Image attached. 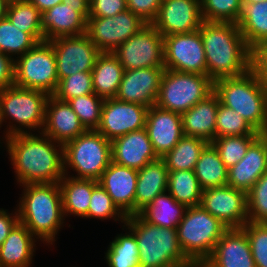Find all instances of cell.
<instances>
[{
	"mask_svg": "<svg viewBox=\"0 0 267 267\" xmlns=\"http://www.w3.org/2000/svg\"><path fill=\"white\" fill-rule=\"evenodd\" d=\"M263 1H266V0H242V4H254V3H259Z\"/></svg>",
	"mask_w": 267,
	"mask_h": 267,
	"instance_id": "cell-54",
	"label": "cell"
},
{
	"mask_svg": "<svg viewBox=\"0 0 267 267\" xmlns=\"http://www.w3.org/2000/svg\"><path fill=\"white\" fill-rule=\"evenodd\" d=\"M147 106L117 100L105 99L97 132L112 141L129 132L145 128Z\"/></svg>",
	"mask_w": 267,
	"mask_h": 267,
	"instance_id": "cell-17",
	"label": "cell"
},
{
	"mask_svg": "<svg viewBox=\"0 0 267 267\" xmlns=\"http://www.w3.org/2000/svg\"><path fill=\"white\" fill-rule=\"evenodd\" d=\"M39 11L43 13L48 9L56 6L59 3H63L65 0H29Z\"/></svg>",
	"mask_w": 267,
	"mask_h": 267,
	"instance_id": "cell-52",
	"label": "cell"
},
{
	"mask_svg": "<svg viewBox=\"0 0 267 267\" xmlns=\"http://www.w3.org/2000/svg\"><path fill=\"white\" fill-rule=\"evenodd\" d=\"M167 192L186 207L198 206L201 203L203 189L194 170L169 171Z\"/></svg>",
	"mask_w": 267,
	"mask_h": 267,
	"instance_id": "cell-35",
	"label": "cell"
},
{
	"mask_svg": "<svg viewBox=\"0 0 267 267\" xmlns=\"http://www.w3.org/2000/svg\"><path fill=\"white\" fill-rule=\"evenodd\" d=\"M89 5V18L114 17L128 9L127 0H91Z\"/></svg>",
	"mask_w": 267,
	"mask_h": 267,
	"instance_id": "cell-47",
	"label": "cell"
},
{
	"mask_svg": "<svg viewBox=\"0 0 267 267\" xmlns=\"http://www.w3.org/2000/svg\"><path fill=\"white\" fill-rule=\"evenodd\" d=\"M164 42L165 69L207 75V63L200 31L166 35Z\"/></svg>",
	"mask_w": 267,
	"mask_h": 267,
	"instance_id": "cell-12",
	"label": "cell"
},
{
	"mask_svg": "<svg viewBox=\"0 0 267 267\" xmlns=\"http://www.w3.org/2000/svg\"><path fill=\"white\" fill-rule=\"evenodd\" d=\"M8 0H0V19L6 17V10L8 5Z\"/></svg>",
	"mask_w": 267,
	"mask_h": 267,
	"instance_id": "cell-53",
	"label": "cell"
},
{
	"mask_svg": "<svg viewBox=\"0 0 267 267\" xmlns=\"http://www.w3.org/2000/svg\"><path fill=\"white\" fill-rule=\"evenodd\" d=\"M162 0H127V8L147 24L156 18Z\"/></svg>",
	"mask_w": 267,
	"mask_h": 267,
	"instance_id": "cell-48",
	"label": "cell"
},
{
	"mask_svg": "<svg viewBox=\"0 0 267 267\" xmlns=\"http://www.w3.org/2000/svg\"><path fill=\"white\" fill-rule=\"evenodd\" d=\"M109 244L105 254L109 267H139V248L130 230L125 234H117Z\"/></svg>",
	"mask_w": 267,
	"mask_h": 267,
	"instance_id": "cell-37",
	"label": "cell"
},
{
	"mask_svg": "<svg viewBox=\"0 0 267 267\" xmlns=\"http://www.w3.org/2000/svg\"><path fill=\"white\" fill-rule=\"evenodd\" d=\"M1 114H0V128L2 127Z\"/></svg>",
	"mask_w": 267,
	"mask_h": 267,
	"instance_id": "cell-55",
	"label": "cell"
},
{
	"mask_svg": "<svg viewBox=\"0 0 267 267\" xmlns=\"http://www.w3.org/2000/svg\"><path fill=\"white\" fill-rule=\"evenodd\" d=\"M147 23L130 10L114 17L88 18L86 35L101 52H113Z\"/></svg>",
	"mask_w": 267,
	"mask_h": 267,
	"instance_id": "cell-13",
	"label": "cell"
},
{
	"mask_svg": "<svg viewBox=\"0 0 267 267\" xmlns=\"http://www.w3.org/2000/svg\"><path fill=\"white\" fill-rule=\"evenodd\" d=\"M219 102L218 96L213 92L205 100L182 113L184 135L201 138L211 143L216 134V112Z\"/></svg>",
	"mask_w": 267,
	"mask_h": 267,
	"instance_id": "cell-26",
	"label": "cell"
},
{
	"mask_svg": "<svg viewBox=\"0 0 267 267\" xmlns=\"http://www.w3.org/2000/svg\"><path fill=\"white\" fill-rule=\"evenodd\" d=\"M202 23L200 0H162L151 24L164 37L197 31Z\"/></svg>",
	"mask_w": 267,
	"mask_h": 267,
	"instance_id": "cell-18",
	"label": "cell"
},
{
	"mask_svg": "<svg viewBox=\"0 0 267 267\" xmlns=\"http://www.w3.org/2000/svg\"><path fill=\"white\" fill-rule=\"evenodd\" d=\"M199 31L206 55L207 76L213 81L239 77L252 69V49L237 23L203 21Z\"/></svg>",
	"mask_w": 267,
	"mask_h": 267,
	"instance_id": "cell-2",
	"label": "cell"
},
{
	"mask_svg": "<svg viewBox=\"0 0 267 267\" xmlns=\"http://www.w3.org/2000/svg\"><path fill=\"white\" fill-rule=\"evenodd\" d=\"M201 267H256L245 231L228 228Z\"/></svg>",
	"mask_w": 267,
	"mask_h": 267,
	"instance_id": "cell-21",
	"label": "cell"
},
{
	"mask_svg": "<svg viewBox=\"0 0 267 267\" xmlns=\"http://www.w3.org/2000/svg\"><path fill=\"white\" fill-rule=\"evenodd\" d=\"M56 58L58 80L77 72H91L102 53L86 34L50 40Z\"/></svg>",
	"mask_w": 267,
	"mask_h": 267,
	"instance_id": "cell-15",
	"label": "cell"
},
{
	"mask_svg": "<svg viewBox=\"0 0 267 267\" xmlns=\"http://www.w3.org/2000/svg\"><path fill=\"white\" fill-rule=\"evenodd\" d=\"M38 41L30 34L21 31L7 19H0V49L1 53L19 57L33 48Z\"/></svg>",
	"mask_w": 267,
	"mask_h": 267,
	"instance_id": "cell-38",
	"label": "cell"
},
{
	"mask_svg": "<svg viewBox=\"0 0 267 267\" xmlns=\"http://www.w3.org/2000/svg\"><path fill=\"white\" fill-rule=\"evenodd\" d=\"M123 227L136 237L139 267H196L180 247L177 228L151 224L140 214L127 216Z\"/></svg>",
	"mask_w": 267,
	"mask_h": 267,
	"instance_id": "cell-4",
	"label": "cell"
},
{
	"mask_svg": "<svg viewBox=\"0 0 267 267\" xmlns=\"http://www.w3.org/2000/svg\"><path fill=\"white\" fill-rule=\"evenodd\" d=\"M214 92V81L207 75L165 69L155 105L184 113Z\"/></svg>",
	"mask_w": 267,
	"mask_h": 267,
	"instance_id": "cell-9",
	"label": "cell"
},
{
	"mask_svg": "<svg viewBox=\"0 0 267 267\" xmlns=\"http://www.w3.org/2000/svg\"><path fill=\"white\" fill-rule=\"evenodd\" d=\"M5 143L20 186L59 183L65 175L63 145L44 133L11 135Z\"/></svg>",
	"mask_w": 267,
	"mask_h": 267,
	"instance_id": "cell-1",
	"label": "cell"
},
{
	"mask_svg": "<svg viewBox=\"0 0 267 267\" xmlns=\"http://www.w3.org/2000/svg\"><path fill=\"white\" fill-rule=\"evenodd\" d=\"M252 69L260 81L267 86V41L259 43L252 49Z\"/></svg>",
	"mask_w": 267,
	"mask_h": 267,
	"instance_id": "cell-49",
	"label": "cell"
},
{
	"mask_svg": "<svg viewBox=\"0 0 267 267\" xmlns=\"http://www.w3.org/2000/svg\"><path fill=\"white\" fill-rule=\"evenodd\" d=\"M111 154L112 162L115 164L137 171L159 159L154 152L146 128L129 132L112 140Z\"/></svg>",
	"mask_w": 267,
	"mask_h": 267,
	"instance_id": "cell-23",
	"label": "cell"
},
{
	"mask_svg": "<svg viewBox=\"0 0 267 267\" xmlns=\"http://www.w3.org/2000/svg\"><path fill=\"white\" fill-rule=\"evenodd\" d=\"M200 205L227 228H242L248 222L247 193L230 185L204 189Z\"/></svg>",
	"mask_w": 267,
	"mask_h": 267,
	"instance_id": "cell-16",
	"label": "cell"
},
{
	"mask_svg": "<svg viewBox=\"0 0 267 267\" xmlns=\"http://www.w3.org/2000/svg\"><path fill=\"white\" fill-rule=\"evenodd\" d=\"M248 221H267V172H265L247 193Z\"/></svg>",
	"mask_w": 267,
	"mask_h": 267,
	"instance_id": "cell-46",
	"label": "cell"
},
{
	"mask_svg": "<svg viewBox=\"0 0 267 267\" xmlns=\"http://www.w3.org/2000/svg\"><path fill=\"white\" fill-rule=\"evenodd\" d=\"M207 141L201 138L183 135L171 151L161 159L169 171L194 170Z\"/></svg>",
	"mask_w": 267,
	"mask_h": 267,
	"instance_id": "cell-34",
	"label": "cell"
},
{
	"mask_svg": "<svg viewBox=\"0 0 267 267\" xmlns=\"http://www.w3.org/2000/svg\"><path fill=\"white\" fill-rule=\"evenodd\" d=\"M255 130L237 112L219 102L216 112L215 138L253 134Z\"/></svg>",
	"mask_w": 267,
	"mask_h": 267,
	"instance_id": "cell-42",
	"label": "cell"
},
{
	"mask_svg": "<svg viewBox=\"0 0 267 267\" xmlns=\"http://www.w3.org/2000/svg\"><path fill=\"white\" fill-rule=\"evenodd\" d=\"M18 222L19 218L17 210L13 214L8 213V211L3 208L0 209V246Z\"/></svg>",
	"mask_w": 267,
	"mask_h": 267,
	"instance_id": "cell-51",
	"label": "cell"
},
{
	"mask_svg": "<svg viewBox=\"0 0 267 267\" xmlns=\"http://www.w3.org/2000/svg\"><path fill=\"white\" fill-rule=\"evenodd\" d=\"M145 128L159 158L171 151L184 135L181 114L157 105L148 108Z\"/></svg>",
	"mask_w": 267,
	"mask_h": 267,
	"instance_id": "cell-20",
	"label": "cell"
},
{
	"mask_svg": "<svg viewBox=\"0 0 267 267\" xmlns=\"http://www.w3.org/2000/svg\"><path fill=\"white\" fill-rule=\"evenodd\" d=\"M89 6L87 0H65L41 13L44 41L86 34Z\"/></svg>",
	"mask_w": 267,
	"mask_h": 267,
	"instance_id": "cell-14",
	"label": "cell"
},
{
	"mask_svg": "<svg viewBox=\"0 0 267 267\" xmlns=\"http://www.w3.org/2000/svg\"><path fill=\"white\" fill-rule=\"evenodd\" d=\"M245 231L256 267H267V224L248 221Z\"/></svg>",
	"mask_w": 267,
	"mask_h": 267,
	"instance_id": "cell-45",
	"label": "cell"
},
{
	"mask_svg": "<svg viewBox=\"0 0 267 267\" xmlns=\"http://www.w3.org/2000/svg\"><path fill=\"white\" fill-rule=\"evenodd\" d=\"M70 176V174L64 175L58 183L64 216L71 214L84 219L88 218L92 191L99 183L94 179H77Z\"/></svg>",
	"mask_w": 267,
	"mask_h": 267,
	"instance_id": "cell-29",
	"label": "cell"
},
{
	"mask_svg": "<svg viewBox=\"0 0 267 267\" xmlns=\"http://www.w3.org/2000/svg\"><path fill=\"white\" fill-rule=\"evenodd\" d=\"M165 68H140L125 70L116 99L151 107L159 94Z\"/></svg>",
	"mask_w": 267,
	"mask_h": 267,
	"instance_id": "cell-19",
	"label": "cell"
},
{
	"mask_svg": "<svg viewBox=\"0 0 267 267\" xmlns=\"http://www.w3.org/2000/svg\"><path fill=\"white\" fill-rule=\"evenodd\" d=\"M227 229L201 205L187 207L177 226L178 241L184 255L198 267L210 257Z\"/></svg>",
	"mask_w": 267,
	"mask_h": 267,
	"instance_id": "cell-7",
	"label": "cell"
},
{
	"mask_svg": "<svg viewBox=\"0 0 267 267\" xmlns=\"http://www.w3.org/2000/svg\"><path fill=\"white\" fill-rule=\"evenodd\" d=\"M169 170L159 158L138 170L134 198V215L139 214L152 200L168 189Z\"/></svg>",
	"mask_w": 267,
	"mask_h": 267,
	"instance_id": "cell-27",
	"label": "cell"
},
{
	"mask_svg": "<svg viewBox=\"0 0 267 267\" xmlns=\"http://www.w3.org/2000/svg\"><path fill=\"white\" fill-rule=\"evenodd\" d=\"M137 177V170L111 162L98 180L113 203L126 217L134 215Z\"/></svg>",
	"mask_w": 267,
	"mask_h": 267,
	"instance_id": "cell-25",
	"label": "cell"
},
{
	"mask_svg": "<svg viewBox=\"0 0 267 267\" xmlns=\"http://www.w3.org/2000/svg\"><path fill=\"white\" fill-rule=\"evenodd\" d=\"M203 21L237 23L242 0H200Z\"/></svg>",
	"mask_w": 267,
	"mask_h": 267,
	"instance_id": "cell-40",
	"label": "cell"
},
{
	"mask_svg": "<svg viewBox=\"0 0 267 267\" xmlns=\"http://www.w3.org/2000/svg\"><path fill=\"white\" fill-rule=\"evenodd\" d=\"M112 53L125 70L165 68L163 36L152 24H146Z\"/></svg>",
	"mask_w": 267,
	"mask_h": 267,
	"instance_id": "cell-11",
	"label": "cell"
},
{
	"mask_svg": "<svg viewBox=\"0 0 267 267\" xmlns=\"http://www.w3.org/2000/svg\"><path fill=\"white\" fill-rule=\"evenodd\" d=\"M56 58L50 41L38 42L15 58L14 85L53 95L58 86Z\"/></svg>",
	"mask_w": 267,
	"mask_h": 267,
	"instance_id": "cell-10",
	"label": "cell"
},
{
	"mask_svg": "<svg viewBox=\"0 0 267 267\" xmlns=\"http://www.w3.org/2000/svg\"><path fill=\"white\" fill-rule=\"evenodd\" d=\"M267 172V137L261 134L248 148L245 156L228 169L227 185L248 193Z\"/></svg>",
	"mask_w": 267,
	"mask_h": 267,
	"instance_id": "cell-24",
	"label": "cell"
},
{
	"mask_svg": "<svg viewBox=\"0 0 267 267\" xmlns=\"http://www.w3.org/2000/svg\"><path fill=\"white\" fill-rule=\"evenodd\" d=\"M91 93H94L91 72H77L60 80L53 96L68 102L75 97Z\"/></svg>",
	"mask_w": 267,
	"mask_h": 267,
	"instance_id": "cell-43",
	"label": "cell"
},
{
	"mask_svg": "<svg viewBox=\"0 0 267 267\" xmlns=\"http://www.w3.org/2000/svg\"><path fill=\"white\" fill-rule=\"evenodd\" d=\"M261 135L258 131L242 136H224L215 138L211 143L217 149L220 158L229 169L246 154L249 146Z\"/></svg>",
	"mask_w": 267,
	"mask_h": 267,
	"instance_id": "cell-39",
	"label": "cell"
},
{
	"mask_svg": "<svg viewBox=\"0 0 267 267\" xmlns=\"http://www.w3.org/2000/svg\"><path fill=\"white\" fill-rule=\"evenodd\" d=\"M23 186L17 206L19 222L45 244L53 245L55 236L62 229L64 212L58 183L30 184Z\"/></svg>",
	"mask_w": 267,
	"mask_h": 267,
	"instance_id": "cell-3",
	"label": "cell"
},
{
	"mask_svg": "<svg viewBox=\"0 0 267 267\" xmlns=\"http://www.w3.org/2000/svg\"><path fill=\"white\" fill-rule=\"evenodd\" d=\"M187 207L168 192L156 196L139 214L149 223L164 228H177Z\"/></svg>",
	"mask_w": 267,
	"mask_h": 267,
	"instance_id": "cell-32",
	"label": "cell"
},
{
	"mask_svg": "<svg viewBox=\"0 0 267 267\" xmlns=\"http://www.w3.org/2000/svg\"><path fill=\"white\" fill-rule=\"evenodd\" d=\"M37 239L18 222L0 246V267H30Z\"/></svg>",
	"mask_w": 267,
	"mask_h": 267,
	"instance_id": "cell-28",
	"label": "cell"
},
{
	"mask_svg": "<svg viewBox=\"0 0 267 267\" xmlns=\"http://www.w3.org/2000/svg\"><path fill=\"white\" fill-rule=\"evenodd\" d=\"M237 25L251 49L259 43L267 41V0L254 4H243Z\"/></svg>",
	"mask_w": 267,
	"mask_h": 267,
	"instance_id": "cell-33",
	"label": "cell"
},
{
	"mask_svg": "<svg viewBox=\"0 0 267 267\" xmlns=\"http://www.w3.org/2000/svg\"><path fill=\"white\" fill-rule=\"evenodd\" d=\"M87 130L67 101L50 95L45 107V122L42 133L64 145Z\"/></svg>",
	"mask_w": 267,
	"mask_h": 267,
	"instance_id": "cell-22",
	"label": "cell"
},
{
	"mask_svg": "<svg viewBox=\"0 0 267 267\" xmlns=\"http://www.w3.org/2000/svg\"><path fill=\"white\" fill-rule=\"evenodd\" d=\"M88 218H98L101 219V221L113 218L114 221L118 220L123 224L126 221V216L113 203L111 197L100 184H98L92 191L88 209Z\"/></svg>",
	"mask_w": 267,
	"mask_h": 267,
	"instance_id": "cell-44",
	"label": "cell"
},
{
	"mask_svg": "<svg viewBox=\"0 0 267 267\" xmlns=\"http://www.w3.org/2000/svg\"><path fill=\"white\" fill-rule=\"evenodd\" d=\"M125 69L111 52H102L91 71L94 93L103 98H115Z\"/></svg>",
	"mask_w": 267,
	"mask_h": 267,
	"instance_id": "cell-30",
	"label": "cell"
},
{
	"mask_svg": "<svg viewBox=\"0 0 267 267\" xmlns=\"http://www.w3.org/2000/svg\"><path fill=\"white\" fill-rule=\"evenodd\" d=\"M104 100L91 93L70 99L68 103L86 130H96L100 124Z\"/></svg>",
	"mask_w": 267,
	"mask_h": 267,
	"instance_id": "cell-41",
	"label": "cell"
},
{
	"mask_svg": "<svg viewBox=\"0 0 267 267\" xmlns=\"http://www.w3.org/2000/svg\"><path fill=\"white\" fill-rule=\"evenodd\" d=\"M214 93L221 104L237 111L255 130H267V86L251 69L239 77L214 81Z\"/></svg>",
	"mask_w": 267,
	"mask_h": 267,
	"instance_id": "cell-5",
	"label": "cell"
},
{
	"mask_svg": "<svg viewBox=\"0 0 267 267\" xmlns=\"http://www.w3.org/2000/svg\"><path fill=\"white\" fill-rule=\"evenodd\" d=\"M15 59L0 53V91L14 85Z\"/></svg>",
	"mask_w": 267,
	"mask_h": 267,
	"instance_id": "cell-50",
	"label": "cell"
},
{
	"mask_svg": "<svg viewBox=\"0 0 267 267\" xmlns=\"http://www.w3.org/2000/svg\"><path fill=\"white\" fill-rule=\"evenodd\" d=\"M48 97L49 95L43 91L23 88L16 85H12L0 91V114L2 124L7 122V119L8 121L10 119L12 120V122L9 121L7 125L6 135L4 136L5 141H7V138L11 135L31 133V131L36 130L39 133L42 131L45 122V107Z\"/></svg>",
	"mask_w": 267,
	"mask_h": 267,
	"instance_id": "cell-6",
	"label": "cell"
},
{
	"mask_svg": "<svg viewBox=\"0 0 267 267\" xmlns=\"http://www.w3.org/2000/svg\"><path fill=\"white\" fill-rule=\"evenodd\" d=\"M6 17L13 26L30 33L38 42L44 41L41 13L29 0L8 2Z\"/></svg>",
	"mask_w": 267,
	"mask_h": 267,
	"instance_id": "cell-36",
	"label": "cell"
},
{
	"mask_svg": "<svg viewBox=\"0 0 267 267\" xmlns=\"http://www.w3.org/2000/svg\"><path fill=\"white\" fill-rule=\"evenodd\" d=\"M63 158L65 175L71 168L76 172L73 178L98 181L112 162L111 141L96 130H87L63 145Z\"/></svg>",
	"mask_w": 267,
	"mask_h": 267,
	"instance_id": "cell-8",
	"label": "cell"
},
{
	"mask_svg": "<svg viewBox=\"0 0 267 267\" xmlns=\"http://www.w3.org/2000/svg\"><path fill=\"white\" fill-rule=\"evenodd\" d=\"M194 173L203 190L225 186L228 182V168L212 143H208L202 150Z\"/></svg>",
	"mask_w": 267,
	"mask_h": 267,
	"instance_id": "cell-31",
	"label": "cell"
}]
</instances>
